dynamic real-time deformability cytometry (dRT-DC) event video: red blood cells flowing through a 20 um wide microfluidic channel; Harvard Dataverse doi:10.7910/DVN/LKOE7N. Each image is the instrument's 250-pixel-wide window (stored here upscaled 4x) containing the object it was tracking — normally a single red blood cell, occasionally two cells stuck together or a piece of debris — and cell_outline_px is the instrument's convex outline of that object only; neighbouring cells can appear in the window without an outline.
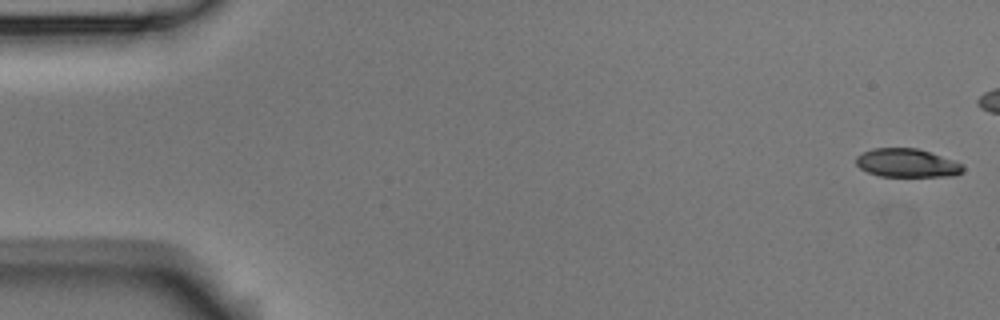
{"species": "Egyptian fruit bat (a non-hibernating species)", "species_latin": "Rousettus aegyptiacus", "temperature_condition": "room temperature", "stored_images_in_passage": 6, "camera_frame_rate_fps": 3000, "um_per_image_px": 0.085, "animal": {"sex": "male"}, "frame": {"image": 1, "passage_image": 1, "time_ms": 0.0, "image_size_px": [1000, 320], "cell_outline_px": [[964, 168], [956, 176], [880, 176], [868, 172], [860, 168], [856, 164], [856, 156], [872, 148], [916, 148], [952, 160], [960, 164]], "centroid_in_image_um": [77.04, 13.86], "position_along_channel_um": 8.0, "area_um2": 17.46}}